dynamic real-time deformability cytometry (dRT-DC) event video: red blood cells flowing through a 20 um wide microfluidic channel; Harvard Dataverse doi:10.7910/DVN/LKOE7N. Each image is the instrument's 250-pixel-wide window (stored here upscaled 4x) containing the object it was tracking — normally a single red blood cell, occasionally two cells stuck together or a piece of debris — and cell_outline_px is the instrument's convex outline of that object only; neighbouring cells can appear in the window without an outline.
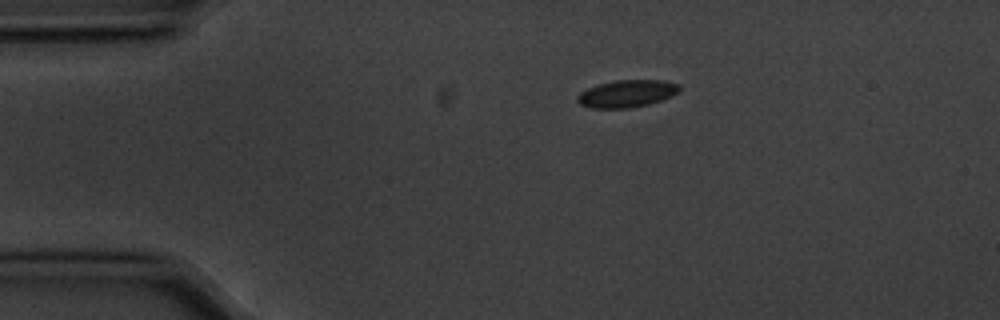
{"species": "common noctule bat (a hibernating species)", "species_latin": "Nyctalus noctula", "temperature_condition": "cold", "stored_images_in_passage": 7, "camera_frame_rate_fps": 3000, "um_per_image_px": 0.085, "animal": {"sex": "male", "body_mass_g": 20.1, "forearm_length_mm": 53.5}, "frame": {"image": 1, "passage_image": 1, "time_ms": 0.0, "image_size_px": [1000, 320], "cell_outline_px": [[680, 92], [672, 96], [648, 104], [628, 108], [592, 108], [580, 104], [576, 100], [576, 96], [580, 92], [596, 84], [616, 80], [664, 80], [680, 84]], "centroid_in_image_um": [53.28, 7.95], "position_along_channel_um": 31.7, "area_um2": 16.36}}
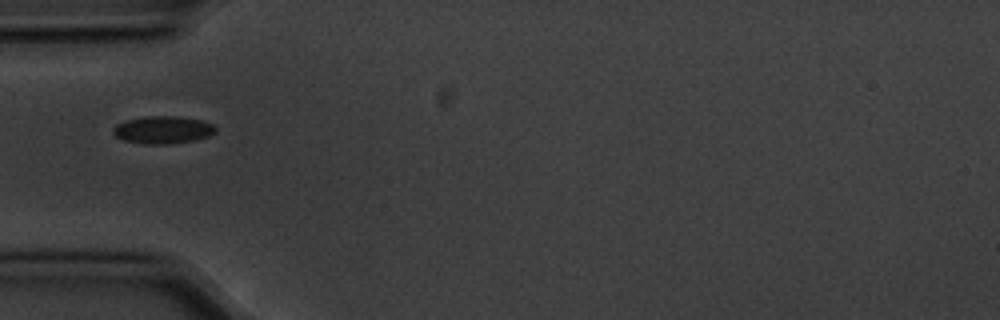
{"frame": {"image": 2, "passage_image": 3, "time_ms": 0.667, "image_size_px": [1000, 320], "cell_outline_px": [[216, 132], [208, 136], [192, 140], [164, 144], [144, 144], [124, 140], [116, 136], [112, 132], [112, 128], [116, 124], [124, 120], [144, 116], [180, 116], [204, 120], [212, 124], [216, 128]], "centroid_in_image_um": [13.82, 11.01], "position_along_channel_um": 71.2, "area_um2": 16.53}}
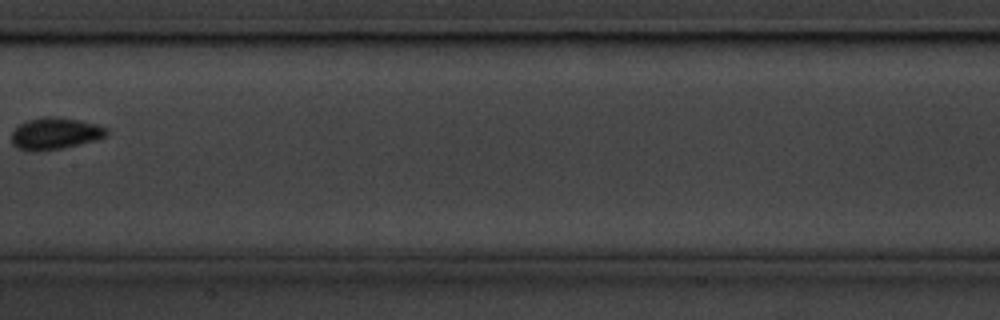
{"frame": {"image": 3, "passage_image": 6, "time_ms": 1.667, "image_size_px": [1000, 320], "cell_outline_px": [[108, 132], [104, 136], [96, 140], [60, 148], [32, 152], [20, 148], [12, 144], [12, 132], [20, 124], [28, 120], [44, 116], [56, 116], [80, 120], [96, 124], [108, 128]], "centroid_in_image_um": [4.68, 11.33], "position_along_channel_um": 202.7, "area_um2": 17.46}}